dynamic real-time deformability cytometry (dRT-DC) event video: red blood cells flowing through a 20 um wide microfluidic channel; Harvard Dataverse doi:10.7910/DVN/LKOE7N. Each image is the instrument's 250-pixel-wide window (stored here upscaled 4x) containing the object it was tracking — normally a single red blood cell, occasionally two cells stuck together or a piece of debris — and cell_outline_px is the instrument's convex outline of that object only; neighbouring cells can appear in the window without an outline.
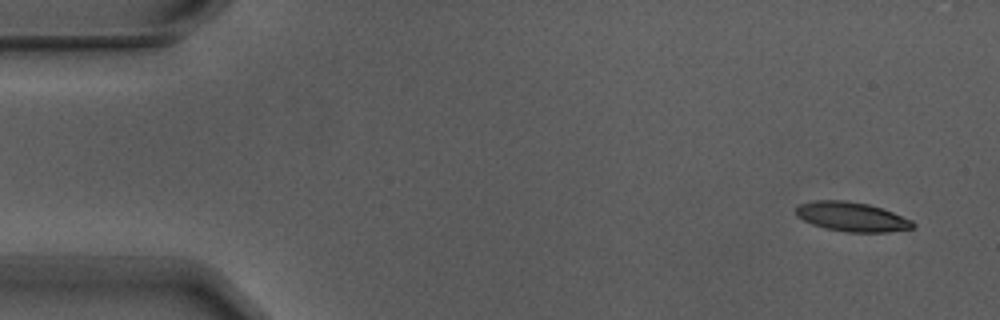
{"species": "Egyptian fruit bat (a non-hibernating species)", "species_latin": "Rousettus aegyptiacus", "temperature_condition": "warm", "stored_images_in_passage": 7, "camera_frame_rate_fps": 3000, "um_per_image_px": 0.085, "animal": {"sex": "male"}, "frame": {"image": 1, "passage_image": 1, "time_ms": 0.0, "image_size_px": [1000, 320], "cell_outline_px": [[916, 224], [912, 228], [888, 232], [844, 232], [824, 228], [812, 224], [796, 216], [796, 208], [800, 204], [816, 200], [844, 200], [868, 204], [892, 212], [912, 220]], "centroid_in_image_um": [72.39, 18.43], "position_along_channel_um": 12.6, "area_um2": 19.94}}
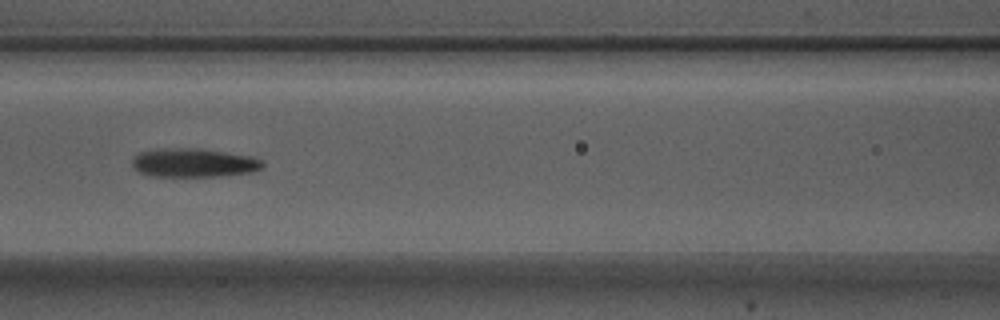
{"frame": {"image": 2, "passage_image": 6, "time_ms": 1.667, "image_size_px": [1000, 320], "cell_outline_px": [[264, 168], [252, 172], [220, 176], [152, 176], [140, 172], [132, 168], [132, 156], [136, 152], [156, 148], [196, 148], [252, 156], [264, 160]], "centroid_in_image_um": [16.44, 13.82], "position_along_channel_um": 150.2, "area_um2": 22.25}}
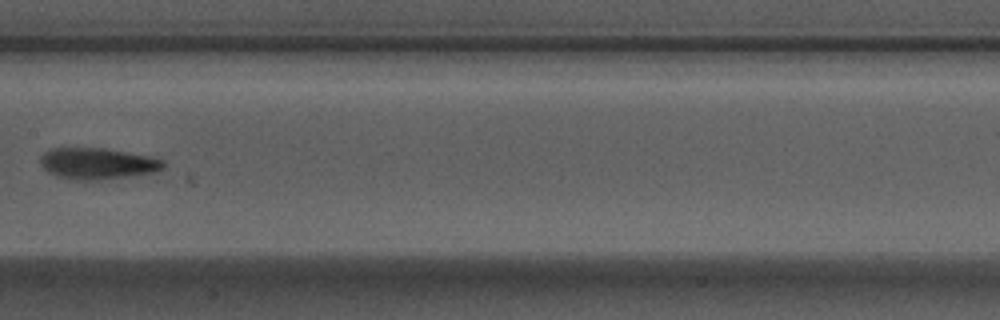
{"frame": {"image": 3, "passage_image": 7, "time_ms": 2.0, "image_size_px": [1000, 320], "cell_outline_px": [[164, 168], [156, 172], [100, 180], [76, 180], [56, 176], [48, 172], [40, 164], [40, 156], [44, 152], [52, 148], [104, 148], [148, 156], [164, 160]], "centroid_in_image_um": [8.26, 13.9], "position_along_channel_um": 199.1, "area_um2": 22.43}}